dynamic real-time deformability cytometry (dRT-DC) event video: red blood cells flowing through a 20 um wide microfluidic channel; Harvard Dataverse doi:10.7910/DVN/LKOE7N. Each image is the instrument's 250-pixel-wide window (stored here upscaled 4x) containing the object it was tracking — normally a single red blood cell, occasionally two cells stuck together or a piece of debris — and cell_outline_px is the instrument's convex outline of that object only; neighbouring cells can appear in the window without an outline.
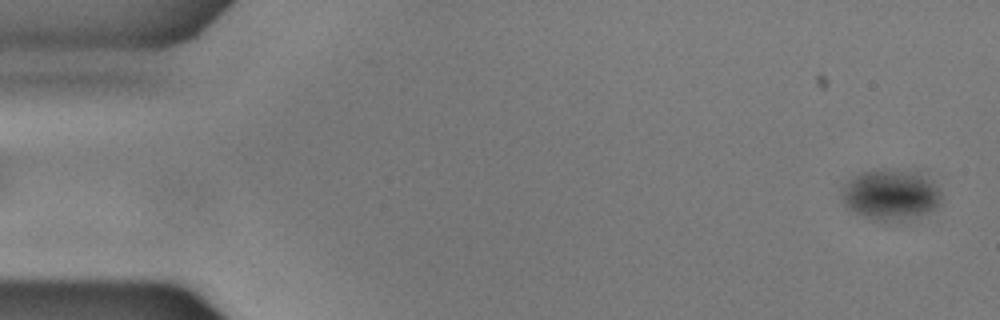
{"species": "common noctule bat (a hibernating species)", "species_latin": "Nyctalus noctula", "temperature_condition": "warm", "stored_images_in_passage": 57, "camera_frame_rate_fps": 3000, "um_per_image_px": 0.085, "animal": {"sex": "male", "body_mass_g": 17.9}, "frame": {"image": 1, "passage_image": 2, "time_ms": 0.333, "image_size_px": [1000, 320], "cell_outline_px": [[932, 204], [924, 208], [876, 212], [856, 208], [852, 204], [848, 196], [856, 184], [860, 180], [868, 176], [884, 176], [904, 180], [920, 184], [928, 188], [932, 192]], "centroid_in_image_um": [75.59, 16.55], "position_along_channel_um": 9.4, "area_um2": 16.94}}
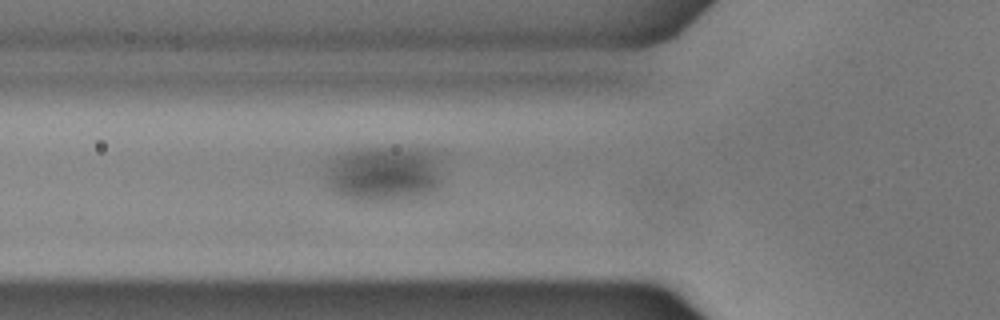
{"frame": {"image": 2, "passage_image": 20, "time_ms": 6.333, "image_size_px": [1000, 320], "cell_outline_px": [[428, 184], [408, 188], [384, 192], [356, 192], [348, 188], [340, 180], [348, 164], [352, 160], [360, 156], [392, 152], [412, 156], [420, 160], [428, 176]], "centroid_in_image_um": [32.66, 14.71], "position_along_channel_um": 93.1, "area_um2": 19.83}}
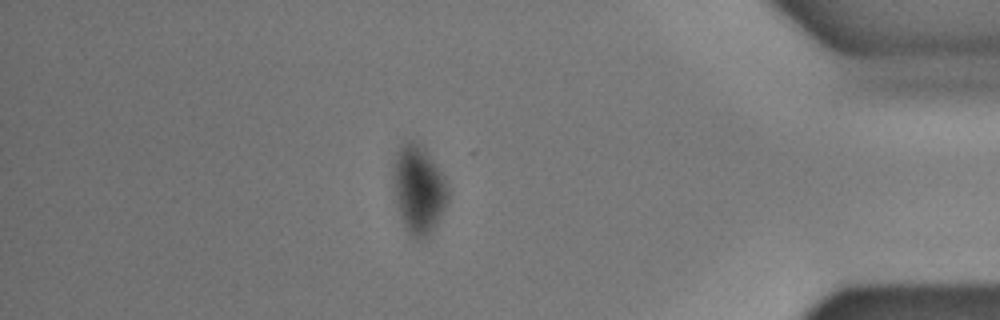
{"frame": {"image": 3, "passage_image": 49, "time_ms": 16.0, "image_size_px": [1000, 320], "cell_outline_px": [[444, 204], [432, 224], [424, 232], [412, 232], [400, 208], [396, 184], [396, 168], [400, 152], [404, 148], [416, 148], [432, 164], [444, 188]], "centroid_in_image_um": [35.56, 16.13], "position_along_channel_um": 399.6, "area_um2": 21.5}}